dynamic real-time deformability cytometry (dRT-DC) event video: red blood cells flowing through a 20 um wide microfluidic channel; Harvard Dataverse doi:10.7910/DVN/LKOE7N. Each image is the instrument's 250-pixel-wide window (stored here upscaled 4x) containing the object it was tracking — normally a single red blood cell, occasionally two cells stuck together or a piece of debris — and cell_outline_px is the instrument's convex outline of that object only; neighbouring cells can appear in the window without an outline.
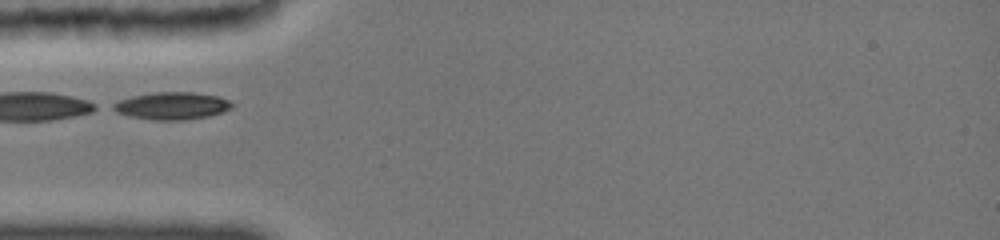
{"species": "common noctule bat (a hibernating species)", "species_latin": "Nyctalus noctula", "temperature_condition": "cold", "stored_images_in_passage": 13, "camera_frame_rate_fps": 3000, "um_per_image_px": 0.085, "animal": {"sex": "female", "body_mass_g": 19.0, "forearm_length_mm": 51.5}, "frame": {"image": 1, "passage_image": 1, "time_ms": 0.0, "image_size_px": [1000, 240], "cell_outline_px": [[236, 104], [232, 108], [208, 116], [184, 120], [156, 120], [128, 116], [116, 112], [108, 108], [112, 104], [120, 100], [132, 96], [156, 92], [192, 92], [220, 96]], "centroid_in_image_um": [14.6, 8.99], "position_along_channel_um": 70.4, "area_um2": 19.07}}
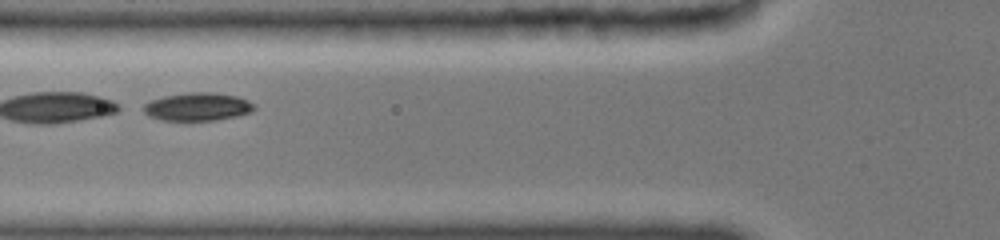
{"frame": {"image": 2, "passage_image": 7, "time_ms": 1.0, "image_size_px": [1000, 240], "cell_outline_px": [[256, 108], [248, 112], [232, 116], [212, 120], [160, 120], [148, 116], [136, 108], [152, 100], [164, 96], [188, 92], [212, 92], [236, 96], [248, 100], [256, 104]], "centroid_in_image_um": [16.7, 9.06], "position_along_channel_um": 109.1, "area_um2": 18.15}}